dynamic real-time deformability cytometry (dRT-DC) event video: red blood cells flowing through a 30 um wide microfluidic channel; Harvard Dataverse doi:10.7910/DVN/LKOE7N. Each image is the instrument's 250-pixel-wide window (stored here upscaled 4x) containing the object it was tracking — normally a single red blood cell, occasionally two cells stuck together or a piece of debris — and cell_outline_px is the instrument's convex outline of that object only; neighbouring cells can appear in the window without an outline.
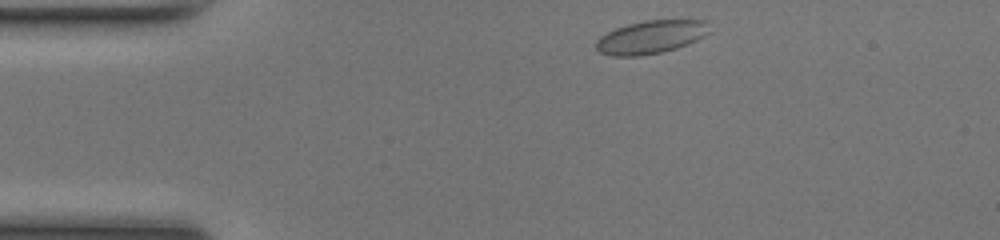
{"species": "common noctule bat (a hibernating species)", "species_latin": "Nyctalus noctula", "temperature_condition": "room temperature", "stored_images_in_passage": 43, "camera_frame_rate_fps": 3000, "um_per_image_px": 0.085, "animal": {"sex": "female", "body_mass_g": 17.0, "forearm_length_mm": 48.0}, "frame": {"image": 1, "passage_image": 2, "time_ms": 0.333, "image_size_px": [1000, 240], "cell_outline_px": [[712, 32], [688, 44], [676, 48], [660, 52], [640, 56], [612, 56], [600, 52], [596, 48], [596, 40], [600, 36], [616, 28], [628, 24], [644, 20], [708, 20]], "centroid_in_image_um": [55.37, 3.14], "position_along_channel_um": 29.6, "area_um2": 22.02}}
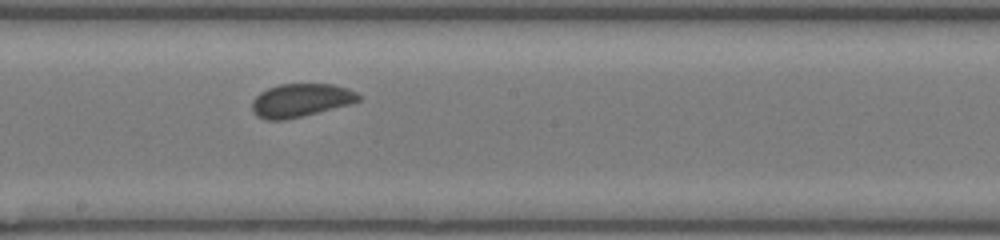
{"frame": {"image": 2, "passage_image": 20, "time_ms": 6.333, "image_size_px": [1000, 240], "cell_outline_px": [[360, 100], [348, 104], [284, 120], [264, 120], [256, 116], [252, 112], [252, 100], [260, 92], [268, 88], [280, 84], [332, 84], [348, 88], [356, 92], [360, 96]], "centroid_in_image_um": [25.51, 8.52], "position_along_channel_um": 222.7, "area_um2": 20.46}}
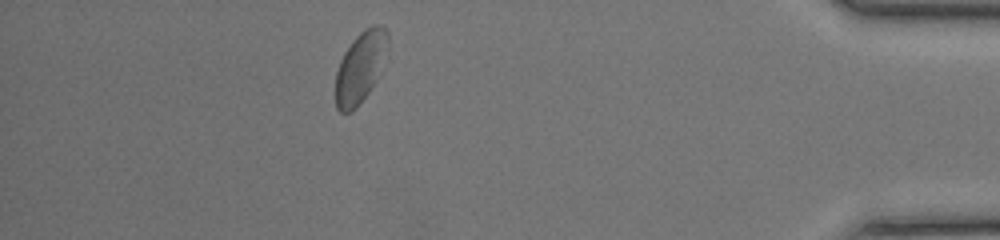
{"frame": {"image": 3, "passage_image": 37, "time_ms": 12.0, "image_size_px": [1000, 240], "cell_outline_px": [[388, 48], [376, 80], [368, 92], [356, 108], [352, 112], [340, 112], [336, 108], [336, 72], [340, 60], [344, 52], [352, 40], [364, 28], [372, 24], [380, 24], [388, 32]], "centroid_in_image_um": [30.63, 5.68], "position_along_channel_um": 404.6, "area_um2": 21.62}, "authors_computed_cell_mechanics": {"area_um2": 20.8658, "velocity_mm_per_s": 4.138, "shape_relaxation_time_tau1_ms": 3.5907, "shape_relaxation_time_tau2_ms": 1.1476, "deformation_change_tau1": 0.09, "deformation_change_tau2": 0.0548}}